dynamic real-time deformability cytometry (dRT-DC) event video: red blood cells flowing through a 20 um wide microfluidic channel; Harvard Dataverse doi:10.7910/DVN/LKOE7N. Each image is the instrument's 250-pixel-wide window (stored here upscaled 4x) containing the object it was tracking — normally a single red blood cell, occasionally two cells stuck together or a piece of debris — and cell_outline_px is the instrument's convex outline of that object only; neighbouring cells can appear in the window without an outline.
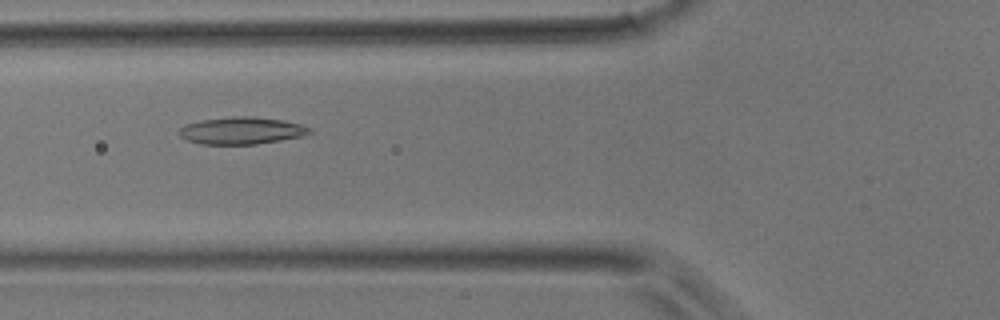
{"species": "common noctule bat (a hibernating species)", "species_latin": "Nyctalus noctula", "temperature_condition": "room temperature", "stored_images_in_passage": 42, "camera_frame_rate_fps": 3000, "um_per_image_px": 0.085, "animal": {"sex": "male", "body_mass_g": 17.9}, "frame": {"image": 1, "passage_image": 11, "time_ms": 3.333, "image_size_px": [1000, 320], "cell_outline_px": [[312, 132], [300, 136], [280, 140], [256, 144], [200, 144], [188, 140], [180, 136], [180, 128], [184, 124], [200, 120], [232, 116], [252, 116], [280, 120], [300, 124], [308, 128]], "centroid_in_image_um": [20.47, 11.1], "position_along_channel_um": 105.3, "area_um2": 20.4}}
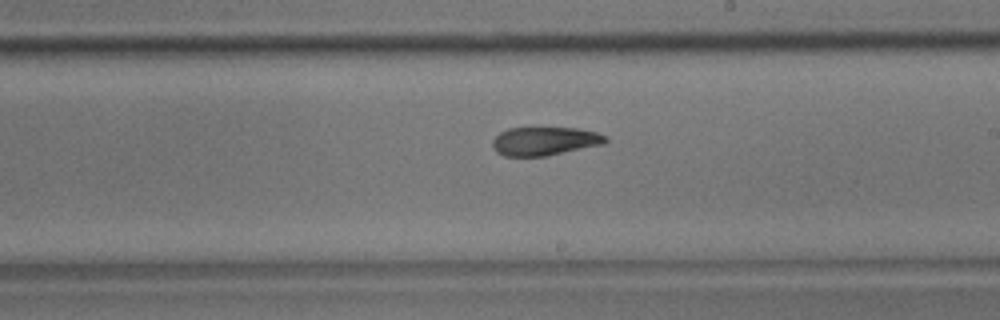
{"frame": {"image": 2, "passage_image": 21, "time_ms": 6.667, "image_size_px": [1000, 320], "cell_outline_px": [[608, 140], [604, 144], [544, 156], [504, 156], [496, 152], [492, 144], [492, 140], [500, 132], [508, 128], [576, 128], [596, 132], [608, 136]], "centroid_in_image_um": [46.3, 11.99], "position_along_channel_um": 242.7, "area_um2": 18.73}}
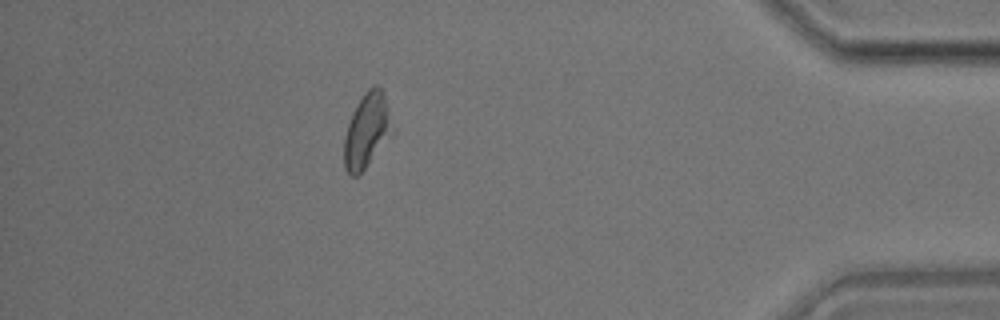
{"frame": {"image": 3, "passage_image": 36, "time_ms": 11.667, "image_size_px": [1000, 320], "cell_outline_px": [[388, 112], [384, 132], [364, 168], [356, 176], [352, 176], [344, 168], [344, 136], [352, 112], [364, 92], [372, 84], [376, 84], [380, 88], [384, 96], [388, 108]], "centroid_in_image_um": [31.0, 11.01], "position_along_channel_um": 404.2, "area_um2": 18.55}}